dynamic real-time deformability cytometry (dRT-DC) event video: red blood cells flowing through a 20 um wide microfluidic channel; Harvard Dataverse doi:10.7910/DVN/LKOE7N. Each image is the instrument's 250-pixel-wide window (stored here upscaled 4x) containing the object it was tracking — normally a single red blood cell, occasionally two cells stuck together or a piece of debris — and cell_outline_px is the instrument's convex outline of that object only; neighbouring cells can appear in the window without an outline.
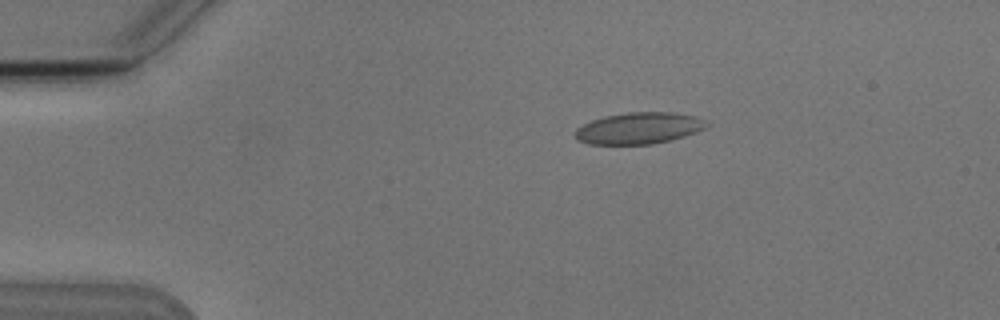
{"species": "Egyptian fruit bat (a non-hibernating species)", "species_latin": "Rousettus aegyptiacus", "temperature_condition": "cold", "stored_images_in_passage": 4, "camera_frame_rate_fps": 3000, "um_per_image_px": 0.085, "animal": {"sex": "male"}, "frame": {"image": 1, "passage_image": 1, "time_ms": 0.0, "image_size_px": [1000, 320], "cell_outline_px": [[708, 124], [704, 128], [696, 132], [684, 136], [652, 144], [588, 144], [576, 140], [572, 132], [576, 128], [592, 120], [604, 116], [628, 112], [672, 112], [696, 116], [704, 120]], "centroid_in_image_um": [54.25, 10.89], "position_along_channel_um": 30.8, "area_um2": 24.16}}
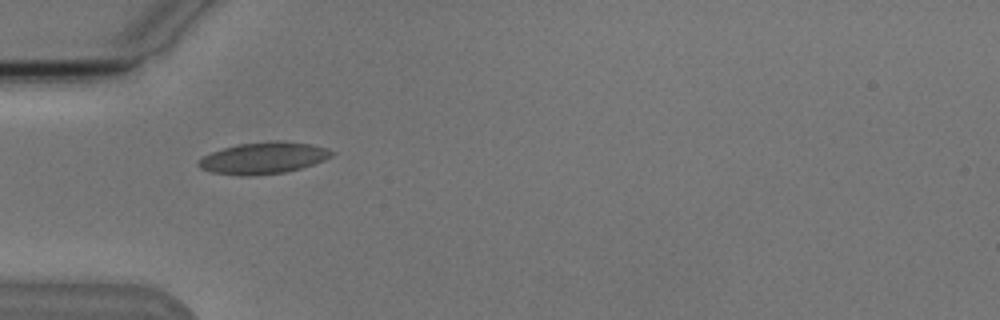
{"frame": {"image": 2, "passage_image": 3, "time_ms": 2.333, "image_size_px": [1000, 320], "cell_outline_px": [[336, 152], [332, 156], [324, 160], [300, 168], [284, 172], [212, 172], [200, 168], [196, 164], [204, 156], [212, 152], [236, 144], [308, 144], [328, 148]], "centroid_in_image_um": [22.42, 13.42], "position_along_channel_um": 62.6, "area_um2": 22.2}}